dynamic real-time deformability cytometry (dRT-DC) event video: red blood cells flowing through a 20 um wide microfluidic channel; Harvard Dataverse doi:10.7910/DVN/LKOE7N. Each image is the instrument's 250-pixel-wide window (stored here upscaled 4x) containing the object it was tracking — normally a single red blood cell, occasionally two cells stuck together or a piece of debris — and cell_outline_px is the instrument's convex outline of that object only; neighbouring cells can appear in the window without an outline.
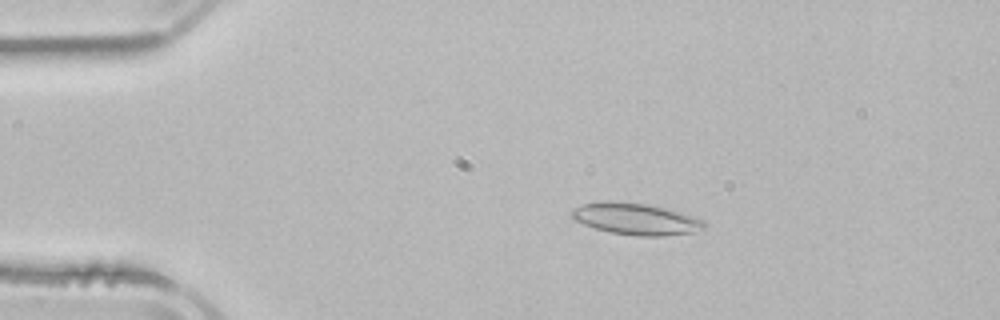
{"species": "common noctule bat (a hibernating species)", "species_latin": "Nyctalus noctula", "temperature_condition": "room temperature", "stored_images_in_passage": 2, "camera_frame_rate_fps": 3000, "um_per_image_px": 0.085, "animal": {"sex": "male", "body_mass_g": 21.5, "forearm_length_mm": 52.0}, "frame": {"image": 1, "passage_image": 1, "time_ms": 0.0, "image_size_px": [1000, 320], "cell_outline_px": [[708, 224], [704, 228], [692, 232], [664, 236], [640, 236], [612, 232], [596, 228], [584, 224], [576, 220], [572, 216], [572, 208], [584, 204], [604, 200], [612, 200], [644, 204], [672, 208], [704, 220]], "centroid_in_image_um": [54.1, 18.59], "position_along_channel_um": 30.9, "area_um2": 24.51}}